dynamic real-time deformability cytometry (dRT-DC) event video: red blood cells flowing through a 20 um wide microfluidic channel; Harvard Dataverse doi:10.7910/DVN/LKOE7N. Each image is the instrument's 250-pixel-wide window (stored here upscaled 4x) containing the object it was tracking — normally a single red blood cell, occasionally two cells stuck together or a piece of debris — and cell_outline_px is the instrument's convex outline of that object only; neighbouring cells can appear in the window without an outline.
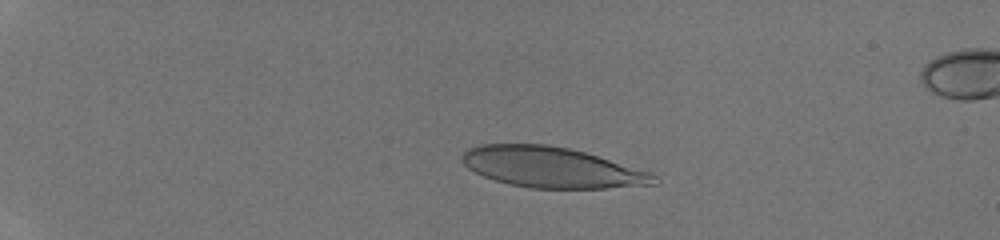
{"species": "human", "species_latin": "Homo sapiens", "temperature_condition": "room temperature", "stored_images_in_passage": 45, "camera_frame_rate_fps": 3000, "um_per_image_px": 0.085, "donor": {"sex": "male"}, "frame": {"image": 1, "passage_image": 11, "time_ms": 3.333, "image_size_px": [1000, 240], "cell_outline_px": [[660, 184], [604, 188], [528, 188], [508, 184], [484, 176], [468, 168], [460, 160], [460, 156], [468, 148], [480, 144], [548, 144], [568, 148], [584, 152], [652, 172], [660, 180]], "centroid_in_image_um": [46.91, 14.23], "position_along_channel_um": 38.1, "area_um2": 45.55}}
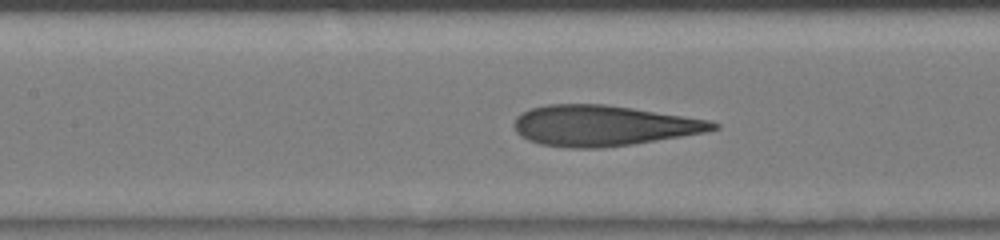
{"frame": {"image": 2, "passage_image": 24, "time_ms": 7.667, "image_size_px": [1000, 240], "cell_outline_px": [[720, 128], [704, 132], [632, 144], [600, 148], [572, 148], [540, 144], [528, 140], [520, 136], [516, 132], [512, 124], [516, 116], [520, 112], [532, 108], [548, 104], [604, 104], [632, 108], [712, 120], [720, 124]], "centroid_in_image_um": [51.24, 10.67], "position_along_channel_um": 156.2, "area_um2": 47.11}}
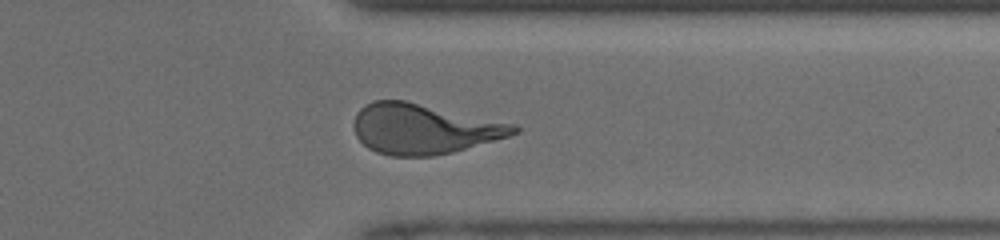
{"frame": {"image": 3, "passage_image": 38, "time_ms": 12.333, "image_size_px": [1000, 240], "cell_outline_px": [[520, 132], [508, 136], [452, 152], [432, 156], [392, 156], [376, 152], [368, 148], [356, 136], [356, 112], [364, 104], [372, 100], [404, 100], [516, 124], [520, 128]], "centroid_in_image_um": [36.02, 10.95], "position_along_channel_um": 375.4, "area_um2": 46.47}}